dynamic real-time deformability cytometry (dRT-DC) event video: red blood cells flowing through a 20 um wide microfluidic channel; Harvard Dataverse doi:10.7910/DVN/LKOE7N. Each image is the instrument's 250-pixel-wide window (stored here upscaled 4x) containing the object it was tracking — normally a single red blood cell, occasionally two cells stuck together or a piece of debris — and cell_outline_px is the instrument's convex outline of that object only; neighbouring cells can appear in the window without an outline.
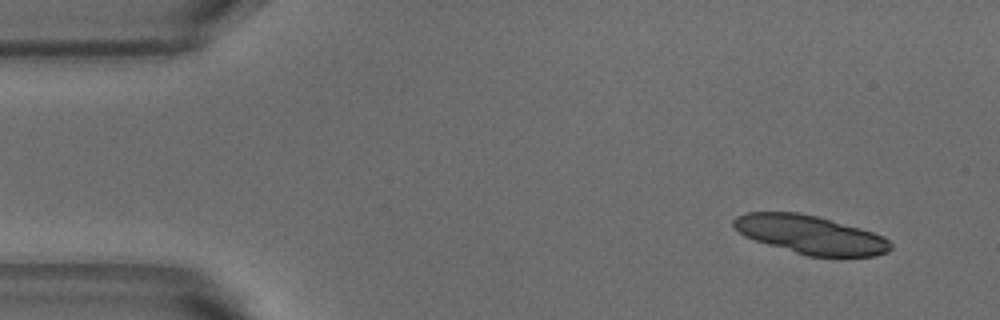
{"species": "common noctule bat (a hibernating species)", "species_latin": "Nyctalus noctula", "temperature_condition": "warm", "stored_images_in_passage": 2, "camera_frame_rate_fps": 3000, "um_per_image_px": 0.085, "animal": {"sex": "male", "body_mass_g": 18.8}, "frame": {"image": 1, "passage_image": 1, "time_ms": 0.0, "image_size_px": [1000, 320], "cell_outline_px": [[892, 248], [888, 252], [876, 256], [808, 256], [756, 240], [744, 236], [732, 224], [732, 220], [736, 216], [748, 212], [796, 212], [816, 216], [860, 228], [884, 236], [892, 244]], "centroid_in_image_um": [68.9, 19.94], "position_along_channel_um": 16.1, "area_um2": 34.8}}